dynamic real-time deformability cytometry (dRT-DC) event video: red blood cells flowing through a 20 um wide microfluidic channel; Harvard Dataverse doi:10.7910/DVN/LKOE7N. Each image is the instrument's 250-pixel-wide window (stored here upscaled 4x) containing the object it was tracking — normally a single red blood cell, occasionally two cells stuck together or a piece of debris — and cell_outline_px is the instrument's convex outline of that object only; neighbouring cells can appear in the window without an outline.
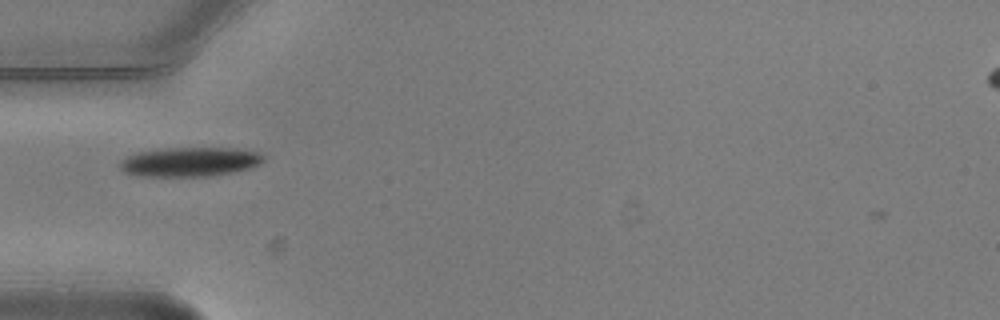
{"species": "common noctule bat (a hibernating species)", "species_latin": "Nyctalus noctula", "temperature_condition": "warm", "stored_images_in_passage": 3, "camera_frame_rate_fps": 3000, "um_per_image_px": 0.085, "animal": {"sex": "male", "body_mass_g": 20.5, "forearm_length_mm": 52.5}, "frame": {"image": 1, "passage_image": 1, "time_ms": 0.0, "image_size_px": [1000, 320], "cell_outline_px": [[264, 160], [260, 164], [252, 168], [232, 172], [208, 176], [140, 176], [124, 172], [120, 168], [120, 160], [136, 152], [164, 148], [236, 148], [260, 152], [264, 156]], "centroid_in_image_um": [16.15, 13.75], "position_along_channel_um": 68.8, "area_um2": 24.68}}
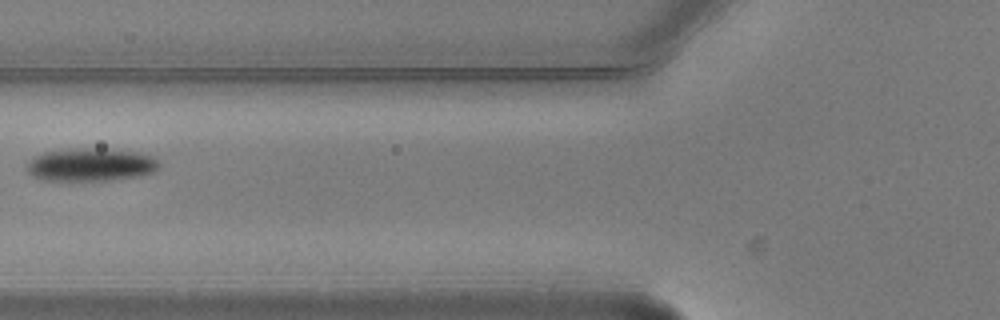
{"frame": {"image": 2, "passage_image": 2, "time_ms": 0.333, "image_size_px": [1000, 320], "cell_outline_px": [[160, 164], [152, 172], [140, 176], [112, 180], [44, 180], [32, 176], [28, 172], [28, 160], [44, 152], [76, 148], [92, 148], [140, 152], [152, 156]], "centroid_in_image_um": [7.71, 14.0], "position_along_channel_um": 118.1, "area_um2": 25.26}}
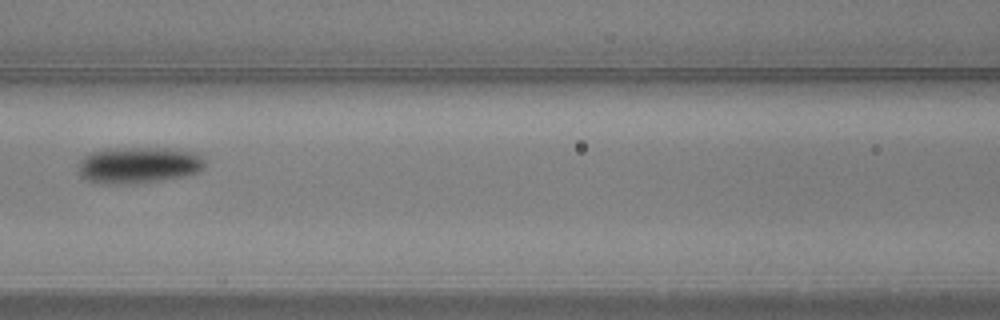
{"frame": {"image": 3, "passage_image": 3, "time_ms": 0.667, "image_size_px": [1000, 320], "cell_outline_px": [[204, 168], [200, 172], [188, 176], [136, 184], [104, 184], [84, 180], [80, 176], [80, 160], [84, 156], [92, 152], [108, 148], [168, 148], [196, 152], [204, 160]], "centroid_in_image_um": [11.8, 14.05], "position_along_channel_um": 154.8, "area_um2": 27.28}}